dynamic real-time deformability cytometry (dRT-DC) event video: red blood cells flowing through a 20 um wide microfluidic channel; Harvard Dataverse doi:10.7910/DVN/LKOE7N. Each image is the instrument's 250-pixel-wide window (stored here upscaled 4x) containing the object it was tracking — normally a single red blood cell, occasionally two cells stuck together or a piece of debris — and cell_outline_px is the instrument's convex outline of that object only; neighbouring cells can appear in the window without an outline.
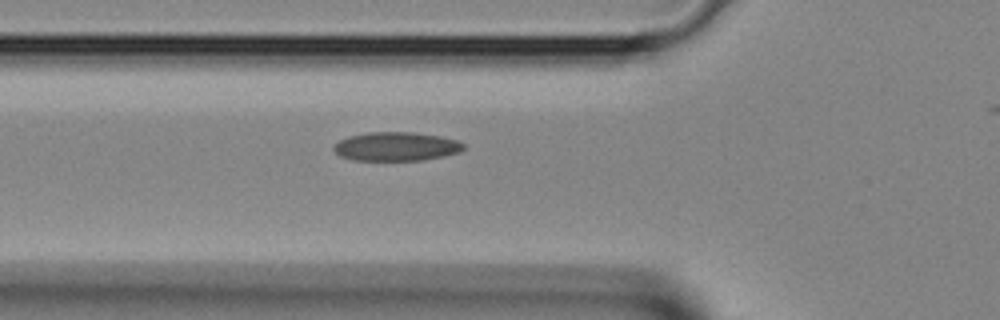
{"species": "Egyptian fruit bat (a non-hibernating species)", "species_latin": "Rousettus aegyptiacus", "temperature_condition": "room temperature", "stored_images_in_passage": 27, "camera_frame_rate_fps": 3000, "um_per_image_px": 0.085, "animal": {"sex": "female"}, "frame": {"image": 1, "passage_image": 6, "time_ms": 1.667, "image_size_px": [1000, 320], "cell_outline_px": [[464, 148], [460, 152], [444, 156], [424, 160], [352, 160], [340, 156], [332, 148], [340, 140], [348, 136], [368, 132], [412, 132], [440, 136], [456, 140], [464, 144]], "centroid_in_image_um": [33.68, 12.45], "position_along_channel_um": 92.1, "area_um2": 21.79}}
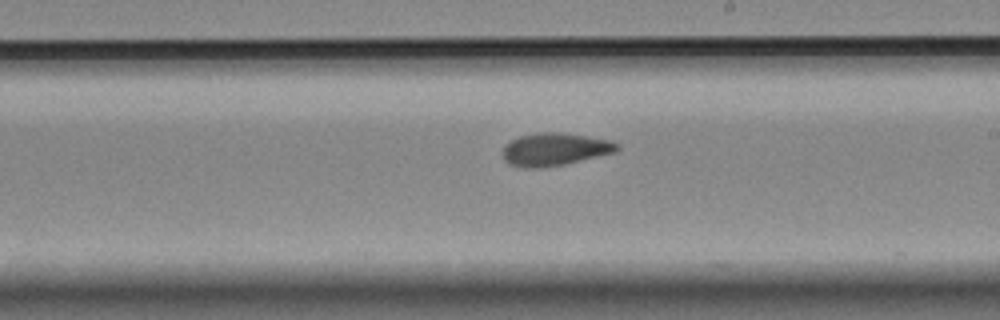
{"frame": {"image": 2, "passage_image": 15, "time_ms": 4.667, "image_size_px": [1000, 320], "cell_outline_px": [[620, 148], [616, 152], [564, 164], [540, 168], [520, 168], [508, 164], [504, 160], [504, 148], [512, 140], [520, 136], [540, 132], [560, 132], [612, 140], [620, 144]], "centroid_in_image_um": [47.19, 12.7], "position_along_channel_um": 241.8, "area_um2": 21.79}}
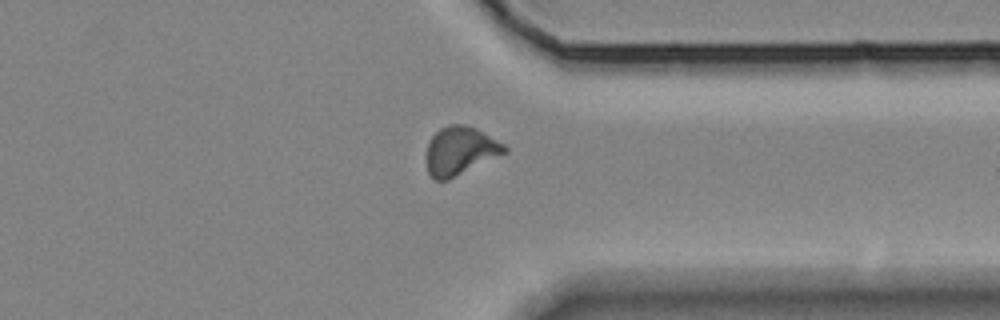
{"frame": {"image": 3, "passage_image": 23, "time_ms": 7.333, "image_size_px": [1000, 320], "cell_outline_px": [[508, 152], [448, 180], [432, 180], [428, 172], [424, 156], [428, 140], [440, 128], [452, 124], [464, 124], [476, 128], [504, 144], [508, 148]], "centroid_in_image_um": [39.07, 12.83], "position_along_channel_um": 372.3, "area_um2": 22.37}}